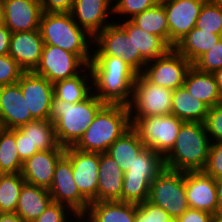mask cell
I'll return each instance as SVG.
<instances>
[{"label": "cell", "instance_id": "cb8c5ba5", "mask_svg": "<svg viewBox=\"0 0 222 222\" xmlns=\"http://www.w3.org/2000/svg\"><path fill=\"white\" fill-rule=\"evenodd\" d=\"M89 222H135L136 204L122 201L91 202L82 215Z\"/></svg>", "mask_w": 222, "mask_h": 222}, {"label": "cell", "instance_id": "836d02e7", "mask_svg": "<svg viewBox=\"0 0 222 222\" xmlns=\"http://www.w3.org/2000/svg\"><path fill=\"white\" fill-rule=\"evenodd\" d=\"M22 167L16 147V129L0 128V173H21Z\"/></svg>", "mask_w": 222, "mask_h": 222}, {"label": "cell", "instance_id": "83f0119b", "mask_svg": "<svg viewBox=\"0 0 222 222\" xmlns=\"http://www.w3.org/2000/svg\"><path fill=\"white\" fill-rule=\"evenodd\" d=\"M222 35L202 31L194 27L175 46L174 49L185 57L192 65L206 52L212 49Z\"/></svg>", "mask_w": 222, "mask_h": 222}, {"label": "cell", "instance_id": "e575fe53", "mask_svg": "<svg viewBox=\"0 0 222 222\" xmlns=\"http://www.w3.org/2000/svg\"><path fill=\"white\" fill-rule=\"evenodd\" d=\"M25 180L21 173H0V213H15Z\"/></svg>", "mask_w": 222, "mask_h": 222}, {"label": "cell", "instance_id": "4fadbf2b", "mask_svg": "<svg viewBox=\"0 0 222 222\" xmlns=\"http://www.w3.org/2000/svg\"><path fill=\"white\" fill-rule=\"evenodd\" d=\"M48 190L53 202L68 206L78 216L87 211L90 202L80 193L74 181L71 161L65 155L56 163Z\"/></svg>", "mask_w": 222, "mask_h": 222}, {"label": "cell", "instance_id": "f35d334b", "mask_svg": "<svg viewBox=\"0 0 222 222\" xmlns=\"http://www.w3.org/2000/svg\"><path fill=\"white\" fill-rule=\"evenodd\" d=\"M72 216L73 219H69L72 218ZM76 216L78 215L68 206L52 201L44 212L33 222H72Z\"/></svg>", "mask_w": 222, "mask_h": 222}, {"label": "cell", "instance_id": "7a4b0ae2", "mask_svg": "<svg viewBox=\"0 0 222 222\" xmlns=\"http://www.w3.org/2000/svg\"><path fill=\"white\" fill-rule=\"evenodd\" d=\"M104 105L93 92L78 103L53 97L49 120L54 123L60 145L65 148L74 146Z\"/></svg>", "mask_w": 222, "mask_h": 222}, {"label": "cell", "instance_id": "8d00e7d4", "mask_svg": "<svg viewBox=\"0 0 222 222\" xmlns=\"http://www.w3.org/2000/svg\"><path fill=\"white\" fill-rule=\"evenodd\" d=\"M159 2V0H113V3H115L113 4V16L115 14L119 15L118 17L121 16L120 18H123L121 21L130 20Z\"/></svg>", "mask_w": 222, "mask_h": 222}, {"label": "cell", "instance_id": "ffe728a7", "mask_svg": "<svg viewBox=\"0 0 222 222\" xmlns=\"http://www.w3.org/2000/svg\"><path fill=\"white\" fill-rule=\"evenodd\" d=\"M4 25L12 32L39 30L42 6L39 0H3Z\"/></svg>", "mask_w": 222, "mask_h": 222}, {"label": "cell", "instance_id": "c3c4849f", "mask_svg": "<svg viewBox=\"0 0 222 222\" xmlns=\"http://www.w3.org/2000/svg\"><path fill=\"white\" fill-rule=\"evenodd\" d=\"M0 222H24L16 213H0Z\"/></svg>", "mask_w": 222, "mask_h": 222}, {"label": "cell", "instance_id": "d6986e66", "mask_svg": "<svg viewBox=\"0 0 222 222\" xmlns=\"http://www.w3.org/2000/svg\"><path fill=\"white\" fill-rule=\"evenodd\" d=\"M33 120L19 83L0 86V128L16 129Z\"/></svg>", "mask_w": 222, "mask_h": 222}, {"label": "cell", "instance_id": "4316f807", "mask_svg": "<svg viewBox=\"0 0 222 222\" xmlns=\"http://www.w3.org/2000/svg\"><path fill=\"white\" fill-rule=\"evenodd\" d=\"M183 86L209 108L222 102L213 73L199 71L195 66L188 70Z\"/></svg>", "mask_w": 222, "mask_h": 222}, {"label": "cell", "instance_id": "1f68e13d", "mask_svg": "<svg viewBox=\"0 0 222 222\" xmlns=\"http://www.w3.org/2000/svg\"><path fill=\"white\" fill-rule=\"evenodd\" d=\"M39 151L62 147L57 139L54 123L50 120H33L19 128Z\"/></svg>", "mask_w": 222, "mask_h": 222}, {"label": "cell", "instance_id": "5b68a950", "mask_svg": "<svg viewBox=\"0 0 222 222\" xmlns=\"http://www.w3.org/2000/svg\"><path fill=\"white\" fill-rule=\"evenodd\" d=\"M131 127L128 106L105 104L74 148L93 153H107L109 147Z\"/></svg>", "mask_w": 222, "mask_h": 222}, {"label": "cell", "instance_id": "681fc988", "mask_svg": "<svg viewBox=\"0 0 222 222\" xmlns=\"http://www.w3.org/2000/svg\"><path fill=\"white\" fill-rule=\"evenodd\" d=\"M219 212H222V177L215 180Z\"/></svg>", "mask_w": 222, "mask_h": 222}, {"label": "cell", "instance_id": "7c38bea8", "mask_svg": "<svg viewBox=\"0 0 222 222\" xmlns=\"http://www.w3.org/2000/svg\"><path fill=\"white\" fill-rule=\"evenodd\" d=\"M88 65L76 54L53 45H44L39 65L33 71L52 84L80 74Z\"/></svg>", "mask_w": 222, "mask_h": 222}, {"label": "cell", "instance_id": "f6af8a7d", "mask_svg": "<svg viewBox=\"0 0 222 222\" xmlns=\"http://www.w3.org/2000/svg\"><path fill=\"white\" fill-rule=\"evenodd\" d=\"M43 12L70 13L74 0H39Z\"/></svg>", "mask_w": 222, "mask_h": 222}, {"label": "cell", "instance_id": "9c48e42d", "mask_svg": "<svg viewBox=\"0 0 222 222\" xmlns=\"http://www.w3.org/2000/svg\"><path fill=\"white\" fill-rule=\"evenodd\" d=\"M130 121L144 147L152 149L163 157L174 146L181 126L185 123L172 114L130 119Z\"/></svg>", "mask_w": 222, "mask_h": 222}, {"label": "cell", "instance_id": "ee69618b", "mask_svg": "<svg viewBox=\"0 0 222 222\" xmlns=\"http://www.w3.org/2000/svg\"><path fill=\"white\" fill-rule=\"evenodd\" d=\"M16 147L22 162L38 152L37 147H33L31 142L19 128H16Z\"/></svg>", "mask_w": 222, "mask_h": 222}, {"label": "cell", "instance_id": "ab89813d", "mask_svg": "<svg viewBox=\"0 0 222 222\" xmlns=\"http://www.w3.org/2000/svg\"><path fill=\"white\" fill-rule=\"evenodd\" d=\"M171 216L149 201L136 204L135 222H165Z\"/></svg>", "mask_w": 222, "mask_h": 222}, {"label": "cell", "instance_id": "11a10c76", "mask_svg": "<svg viewBox=\"0 0 222 222\" xmlns=\"http://www.w3.org/2000/svg\"><path fill=\"white\" fill-rule=\"evenodd\" d=\"M210 2L222 6V0H209Z\"/></svg>", "mask_w": 222, "mask_h": 222}, {"label": "cell", "instance_id": "9f6ffc18", "mask_svg": "<svg viewBox=\"0 0 222 222\" xmlns=\"http://www.w3.org/2000/svg\"><path fill=\"white\" fill-rule=\"evenodd\" d=\"M165 222H178V219L176 217H170L168 220Z\"/></svg>", "mask_w": 222, "mask_h": 222}, {"label": "cell", "instance_id": "30bf717a", "mask_svg": "<svg viewBox=\"0 0 222 222\" xmlns=\"http://www.w3.org/2000/svg\"><path fill=\"white\" fill-rule=\"evenodd\" d=\"M92 56L122 58L137 74H141L147 64L141 55H134L133 33H126L114 21L94 37Z\"/></svg>", "mask_w": 222, "mask_h": 222}, {"label": "cell", "instance_id": "44dd1931", "mask_svg": "<svg viewBox=\"0 0 222 222\" xmlns=\"http://www.w3.org/2000/svg\"><path fill=\"white\" fill-rule=\"evenodd\" d=\"M65 154V148L38 151L23 162L21 175L26 183L49 189L56 163Z\"/></svg>", "mask_w": 222, "mask_h": 222}, {"label": "cell", "instance_id": "ba28073f", "mask_svg": "<svg viewBox=\"0 0 222 222\" xmlns=\"http://www.w3.org/2000/svg\"><path fill=\"white\" fill-rule=\"evenodd\" d=\"M171 217H180L188 208L185 172L164 168L150 185L148 200Z\"/></svg>", "mask_w": 222, "mask_h": 222}, {"label": "cell", "instance_id": "ac0fdd59", "mask_svg": "<svg viewBox=\"0 0 222 222\" xmlns=\"http://www.w3.org/2000/svg\"><path fill=\"white\" fill-rule=\"evenodd\" d=\"M185 191L189 208L219 212L215 179L204 171L185 172Z\"/></svg>", "mask_w": 222, "mask_h": 222}, {"label": "cell", "instance_id": "7402d4cb", "mask_svg": "<svg viewBox=\"0 0 222 222\" xmlns=\"http://www.w3.org/2000/svg\"><path fill=\"white\" fill-rule=\"evenodd\" d=\"M43 46L40 30L14 32L11 35L9 55L25 72H32L40 63Z\"/></svg>", "mask_w": 222, "mask_h": 222}, {"label": "cell", "instance_id": "b9f144b4", "mask_svg": "<svg viewBox=\"0 0 222 222\" xmlns=\"http://www.w3.org/2000/svg\"><path fill=\"white\" fill-rule=\"evenodd\" d=\"M204 124L212 143L222 141V102L209 108Z\"/></svg>", "mask_w": 222, "mask_h": 222}, {"label": "cell", "instance_id": "f907efd6", "mask_svg": "<svg viewBox=\"0 0 222 222\" xmlns=\"http://www.w3.org/2000/svg\"><path fill=\"white\" fill-rule=\"evenodd\" d=\"M213 75L218 85L220 95L222 97V69L215 71Z\"/></svg>", "mask_w": 222, "mask_h": 222}, {"label": "cell", "instance_id": "8fae6325", "mask_svg": "<svg viewBox=\"0 0 222 222\" xmlns=\"http://www.w3.org/2000/svg\"><path fill=\"white\" fill-rule=\"evenodd\" d=\"M192 64L171 48L164 56L148 61L142 74L152 83L175 90L182 87Z\"/></svg>", "mask_w": 222, "mask_h": 222}, {"label": "cell", "instance_id": "277c9868", "mask_svg": "<svg viewBox=\"0 0 222 222\" xmlns=\"http://www.w3.org/2000/svg\"><path fill=\"white\" fill-rule=\"evenodd\" d=\"M211 140L204 123L185 122L172 149L164 156L165 168L180 171H203Z\"/></svg>", "mask_w": 222, "mask_h": 222}, {"label": "cell", "instance_id": "74e56055", "mask_svg": "<svg viewBox=\"0 0 222 222\" xmlns=\"http://www.w3.org/2000/svg\"><path fill=\"white\" fill-rule=\"evenodd\" d=\"M199 71L214 73L222 69V38L208 52L202 55L194 64Z\"/></svg>", "mask_w": 222, "mask_h": 222}, {"label": "cell", "instance_id": "816d5d0a", "mask_svg": "<svg viewBox=\"0 0 222 222\" xmlns=\"http://www.w3.org/2000/svg\"><path fill=\"white\" fill-rule=\"evenodd\" d=\"M4 24V3L0 0V25Z\"/></svg>", "mask_w": 222, "mask_h": 222}, {"label": "cell", "instance_id": "60d3db41", "mask_svg": "<svg viewBox=\"0 0 222 222\" xmlns=\"http://www.w3.org/2000/svg\"><path fill=\"white\" fill-rule=\"evenodd\" d=\"M24 72L9 54L0 56V86L17 83Z\"/></svg>", "mask_w": 222, "mask_h": 222}, {"label": "cell", "instance_id": "52a82bcc", "mask_svg": "<svg viewBox=\"0 0 222 222\" xmlns=\"http://www.w3.org/2000/svg\"><path fill=\"white\" fill-rule=\"evenodd\" d=\"M173 90L150 82L142 73L138 74L128 105L130 119L170 115Z\"/></svg>", "mask_w": 222, "mask_h": 222}, {"label": "cell", "instance_id": "7dc6e473", "mask_svg": "<svg viewBox=\"0 0 222 222\" xmlns=\"http://www.w3.org/2000/svg\"><path fill=\"white\" fill-rule=\"evenodd\" d=\"M12 32L4 25H0V56L9 54Z\"/></svg>", "mask_w": 222, "mask_h": 222}, {"label": "cell", "instance_id": "603a6c76", "mask_svg": "<svg viewBox=\"0 0 222 222\" xmlns=\"http://www.w3.org/2000/svg\"><path fill=\"white\" fill-rule=\"evenodd\" d=\"M124 172L108 153H99L97 201H121Z\"/></svg>", "mask_w": 222, "mask_h": 222}, {"label": "cell", "instance_id": "3957f363", "mask_svg": "<svg viewBox=\"0 0 222 222\" xmlns=\"http://www.w3.org/2000/svg\"><path fill=\"white\" fill-rule=\"evenodd\" d=\"M39 30L44 45L57 46L76 54L89 65L94 37L81 28L70 13L43 12Z\"/></svg>", "mask_w": 222, "mask_h": 222}, {"label": "cell", "instance_id": "db71d44e", "mask_svg": "<svg viewBox=\"0 0 222 222\" xmlns=\"http://www.w3.org/2000/svg\"><path fill=\"white\" fill-rule=\"evenodd\" d=\"M89 222L88 220L86 221V219L82 216V215H79V216H76L74 218V222Z\"/></svg>", "mask_w": 222, "mask_h": 222}, {"label": "cell", "instance_id": "d590c367", "mask_svg": "<svg viewBox=\"0 0 222 222\" xmlns=\"http://www.w3.org/2000/svg\"><path fill=\"white\" fill-rule=\"evenodd\" d=\"M195 27L222 35V6L206 0L201 7Z\"/></svg>", "mask_w": 222, "mask_h": 222}, {"label": "cell", "instance_id": "bcb514c9", "mask_svg": "<svg viewBox=\"0 0 222 222\" xmlns=\"http://www.w3.org/2000/svg\"><path fill=\"white\" fill-rule=\"evenodd\" d=\"M213 214L204 210L188 208L180 217L178 222H211Z\"/></svg>", "mask_w": 222, "mask_h": 222}, {"label": "cell", "instance_id": "484cf974", "mask_svg": "<svg viewBox=\"0 0 222 222\" xmlns=\"http://www.w3.org/2000/svg\"><path fill=\"white\" fill-rule=\"evenodd\" d=\"M51 202L52 198L48 189L25 182L21 188L15 213L24 222H33Z\"/></svg>", "mask_w": 222, "mask_h": 222}, {"label": "cell", "instance_id": "4dcf8cb0", "mask_svg": "<svg viewBox=\"0 0 222 222\" xmlns=\"http://www.w3.org/2000/svg\"><path fill=\"white\" fill-rule=\"evenodd\" d=\"M137 131L131 126L108 149L107 153L117 162L125 173L134 163L137 155L144 149Z\"/></svg>", "mask_w": 222, "mask_h": 222}, {"label": "cell", "instance_id": "2e32d148", "mask_svg": "<svg viewBox=\"0 0 222 222\" xmlns=\"http://www.w3.org/2000/svg\"><path fill=\"white\" fill-rule=\"evenodd\" d=\"M18 83L32 118L34 120H49L54 97L53 84L33 71L24 72Z\"/></svg>", "mask_w": 222, "mask_h": 222}, {"label": "cell", "instance_id": "f1b7e54d", "mask_svg": "<svg viewBox=\"0 0 222 222\" xmlns=\"http://www.w3.org/2000/svg\"><path fill=\"white\" fill-rule=\"evenodd\" d=\"M93 92L89 65L78 75L53 83L54 97L69 103H78Z\"/></svg>", "mask_w": 222, "mask_h": 222}, {"label": "cell", "instance_id": "5bb4252c", "mask_svg": "<svg viewBox=\"0 0 222 222\" xmlns=\"http://www.w3.org/2000/svg\"><path fill=\"white\" fill-rule=\"evenodd\" d=\"M206 0H160L167 16L169 46H174L194 27Z\"/></svg>", "mask_w": 222, "mask_h": 222}, {"label": "cell", "instance_id": "e0dca14e", "mask_svg": "<svg viewBox=\"0 0 222 222\" xmlns=\"http://www.w3.org/2000/svg\"><path fill=\"white\" fill-rule=\"evenodd\" d=\"M70 14L74 21L92 37H95L115 19H111L113 0H74Z\"/></svg>", "mask_w": 222, "mask_h": 222}, {"label": "cell", "instance_id": "9a60e30c", "mask_svg": "<svg viewBox=\"0 0 222 222\" xmlns=\"http://www.w3.org/2000/svg\"><path fill=\"white\" fill-rule=\"evenodd\" d=\"M64 155L71 161L80 193L90 203L97 201L99 153L84 152L71 146L65 148Z\"/></svg>", "mask_w": 222, "mask_h": 222}, {"label": "cell", "instance_id": "6da1fadb", "mask_svg": "<svg viewBox=\"0 0 222 222\" xmlns=\"http://www.w3.org/2000/svg\"><path fill=\"white\" fill-rule=\"evenodd\" d=\"M93 93L105 104L128 106L137 73L122 58L92 56L89 63Z\"/></svg>", "mask_w": 222, "mask_h": 222}, {"label": "cell", "instance_id": "8992f818", "mask_svg": "<svg viewBox=\"0 0 222 222\" xmlns=\"http://www.w3.org/2000/svg\"><path fill=\"white\" fill-rule=\"evenodd\" d=\"M164 168V157L145 147L124 173L121 201L134 204L147 201L151 183Z\"/></svg>", "mask_w": 222, "mask_h": 222}, {"label": "cell", "instance_id": "f5cc1de1", "mask_svg": "<svg viewBox=\"0 0 222 222\" xmlns=\"http://www.w3.org/2000/svg\"><path fill=\"white\" fill-rule=\"evenodd\" d=\"M211 222H222V212L213 214Z\"/></svg>", "mask_w": 222, "mask_h": 222}, {"label": "cell", "instance_id": "7bdbcfd3", "mask_svg": "<svg viewBox=\"0 0 222 222\" xmlns=\"http://www.w3.org/2000/svg\"><path fill=\"white\" fill-rule=\"evenodd\" d=\"M205 173L215 180L222 177V141L211 143Z\"/></svg>", "mask_w": 222, "mask_h": 222}, {"label": "cell", "instance_id": "d4e9b609", "mask_svg": "<svg viewBox=\"0 0 222 222\" xmlns=\"http://www.w3.org/2000/svg\"><path fill=\"white\" fill-rule=\"evenodd\" d=\"M115 21L126 33H133L134 55H141L147 62L164 56L171 49L161 37L143 31L131 20Z\"/></svg>", "mask_w": 222, "mask_h": 222}, {"label": "cell", "instance_id": "f546056e", "mask_svg": "<svg viewBox=\"0 0 222 222\" xmlns=\"http://www.w3.org/2000/svg\"><path fill=\"white\" fill-rule=\"evenodd\" d=\"M171 114L184 122L204 123L209 107L182 86L173 90Z\"/></svg>", "mask_w": 222, "mask_h": 222}, {"label": "cell", "instance_id": "d6a6232c", "mask_svg": "<svg viewBox=\"0 0 222 222\" xmlns=\"http://www.w3.org/2000/svg\"><path fill=\"white\" fill-rule=\"evenodd\" d=\"M130 20L143 31L158 35L169 45L167 16L161 2L157 3L154 7L135 15Z\"/></svg>", "mask_w": 222, "mask_h": 222}]
</instances>
